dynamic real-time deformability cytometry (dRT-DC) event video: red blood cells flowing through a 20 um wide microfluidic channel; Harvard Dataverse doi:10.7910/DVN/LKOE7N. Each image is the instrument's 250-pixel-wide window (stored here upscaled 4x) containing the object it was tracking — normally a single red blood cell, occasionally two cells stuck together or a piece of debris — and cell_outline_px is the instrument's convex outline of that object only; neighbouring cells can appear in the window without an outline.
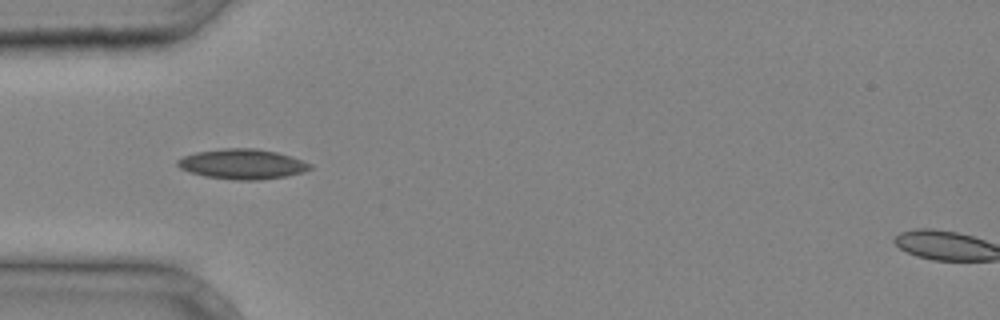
{"species": "common noctule bat (a hibernating species)", "species_latin": "Nyctalus noctula", "temperature_condition": "cold", "stored_images_in_passage": 5, "camera_frame_rate_fps": 3000, "um_per_image_px": 0.085, "animal": {"sex": "male", "body_mass_g": 20.4}, "frame": {"image": 1, "passage_image": 4, "time_ms": 1.0, "image_size_px": [1000, 320], "cell_outline_px": [[312, 168], [304, 172], [284, 176], [260, 180], [232, 180], [204, 176], [188, 172], [180, 168], [176, 164], [176, 160], [184, 156], [196, 152], [224, 148], [256, 148], [276, 152], [304, 160], [312, 164]], "centroid_in_image_um": [20.59, 13.95], "position_along_channel_um": 64.4, "area_um2": 23.35}}
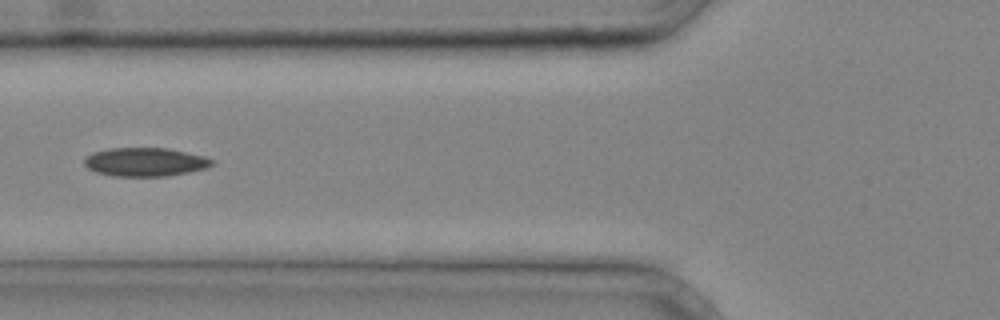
{"frame": {"image": 2, "passage_image": 5, "time_ms": 1.333, "image_size_px": [1000, 320], "cell_outline_px": [[216, 160], [212, 164], [204, 168], [188, 172], [168, 176], [112, 176], [96, 172], [88, 168], [84, 164], [84, 160], [92, 152], [108, 148], [168, 148], [204, 156]], "centroid_in_image_um": [12.33, 13.76], "position_along_channel_um": 113.5, "area_um2": 21.27}}